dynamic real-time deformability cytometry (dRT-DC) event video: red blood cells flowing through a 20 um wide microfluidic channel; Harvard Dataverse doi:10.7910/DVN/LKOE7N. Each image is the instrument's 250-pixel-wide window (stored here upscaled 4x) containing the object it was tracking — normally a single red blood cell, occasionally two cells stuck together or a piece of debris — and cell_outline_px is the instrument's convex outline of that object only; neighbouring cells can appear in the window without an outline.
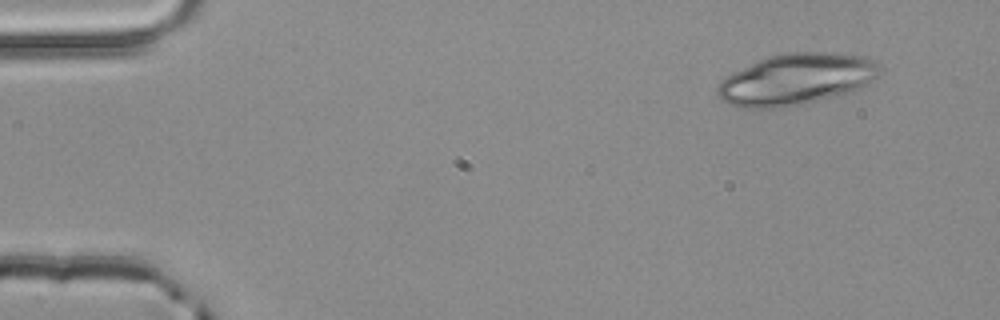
{"species": "common noctule bat (a hibernating species)", "species_latin": "Nyctalus noctula", "temperature_condition": "room temperature", "stored_images_in_passage": 3, "camera_frame_rate_fps": 3000, "um_per_image_px": 0.085, "animal": {"sex": "male", "body_mass_g": 20.4}, "frame": {"image": 1, "passage_image": 1, "time_ms": 0.0, "image_size_px": [1000, 320], "cell_outline_px": [[884, 72], [856, 92], [840, 96], [780, 108], [740, 108], [728, 104], [716, 92], [716, 88], [720, 80], [768, 56], [788, 52], [824, 52], [864, 56], [876, 60], [880, 64]], "centroid_in_image_um": [67.78, 6.75], "position_along_channel_um": 17.2, "area_um2": 48.84}}